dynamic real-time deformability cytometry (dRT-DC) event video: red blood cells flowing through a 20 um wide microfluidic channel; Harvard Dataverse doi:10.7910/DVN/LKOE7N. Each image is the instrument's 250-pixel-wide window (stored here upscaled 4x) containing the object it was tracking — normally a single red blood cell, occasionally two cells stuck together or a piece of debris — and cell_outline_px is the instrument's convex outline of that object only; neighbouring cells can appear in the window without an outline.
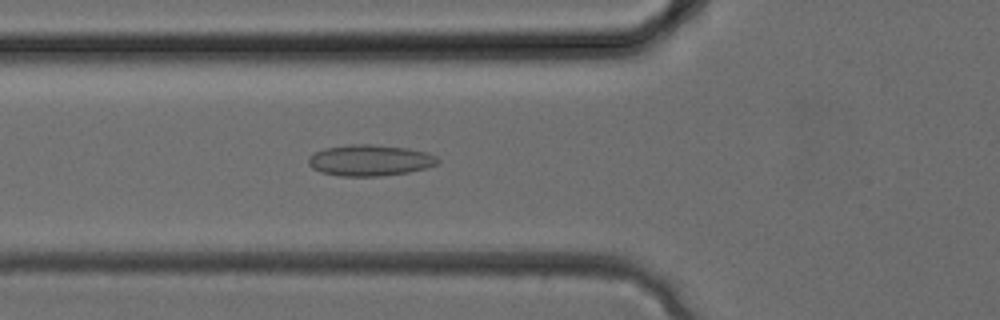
{"species": "common noctule bat (a hibernating species)", "species_latin": "Nyctalus noctula", "temperature_condition": "cold", "stored_images_in_passage": 23, "camera_frame_rate_fps": 3000, "um_per_image_px": 0.085, "animal": {"sex": "female", "body_mass_g": 24.6, "forearm_length_mm": 56.2}, "frame": {"image": 1, "passage_image": 2, "time_ms": 0.333, "image_size_px": [1000, 320], "cell_outline_px": [[440, 160], [436, 164], [424, 168], [408, 172], [380, 176], [340, 176], [320, 172], [312, 168], [308, 164], [308, 156], [324, 148], [348, 144], [372, 144], [408, 148], [428, 152], [436, 156]], "centroid_in_image_um": [31.42, 13.62], "position_along_channel_um": 94.4, "area_um2": 23.58}}
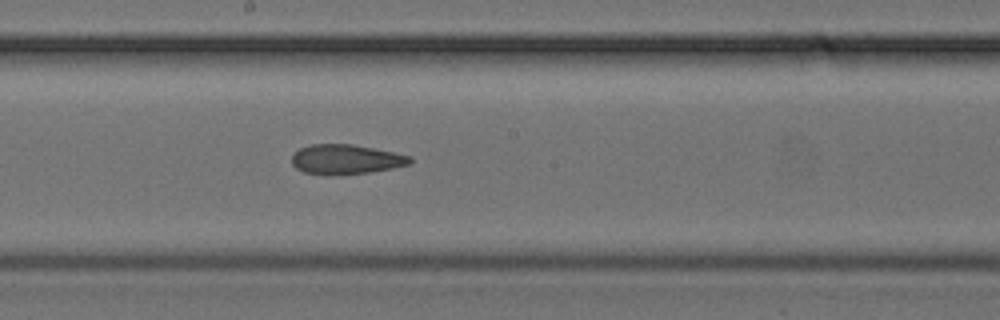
{"frame": {"image": 2, "passage_image": 8, "time_ms": 2.333, "image_size_px": [1000, 320], "cell_outline_px": [[412, 164], [372, 172], [304, 172], [296, 168], [292, 164], [292, 152], [300, 148], [312, 144], [352, 144], [412, 156]], "centroid_in_image_um": [29.43, 13.5], "position_along_channel_um": 218.8, "area_um2": 19.71}}
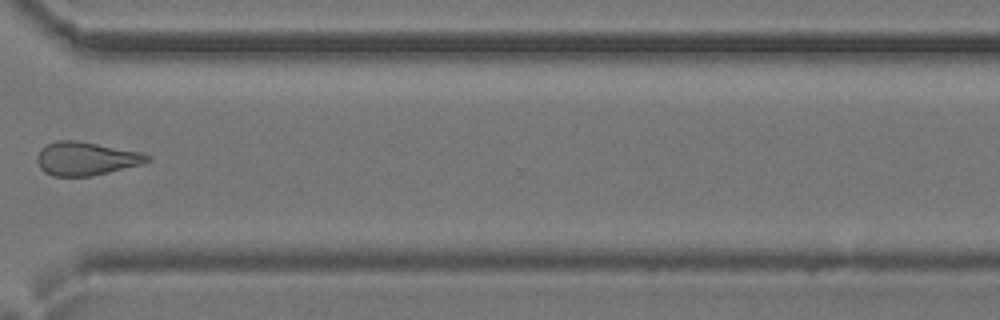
{"frame": {"image": 3, "passage_image": 15, "time_ms": 4.667, "image_size_px": [1000, 320], "cell_outline_px": [[152, 160], [144, 164], [92, 176], [52, 176], [44, 172], [40, 168], [36, 160], [36, 156], [40, 148], [44, 144], [56, 140], [76, 140], [140, 152], [152, 156]], "centroid_in_image_um": [7.29, 13.48], "position_along_channel_um": 363.3, "area_um2": 21.79}}